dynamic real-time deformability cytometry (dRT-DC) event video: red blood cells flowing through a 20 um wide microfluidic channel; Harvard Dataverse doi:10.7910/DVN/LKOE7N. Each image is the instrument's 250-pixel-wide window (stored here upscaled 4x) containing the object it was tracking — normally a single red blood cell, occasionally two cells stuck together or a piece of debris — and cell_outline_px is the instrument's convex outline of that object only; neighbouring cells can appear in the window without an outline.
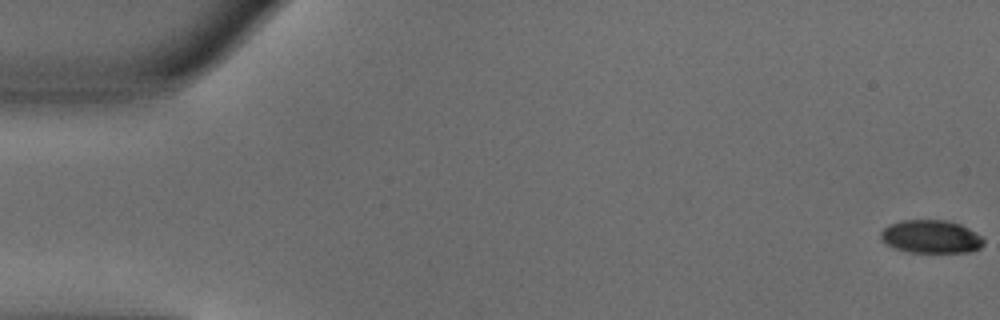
{"species": "common noctule bat (a hibernating species)", "species_latin": "Nyctalus noctula", "temperature_condition": "warm", "stored_images_in_passage": 51, "camera_frame_rate_fps": 3000, "um_per_image_px": 0.085, "animal": {"sex": "male", "body_mass_g": 18.8}, "frame": {"image": 1, "passage_image": 1, "time_ms": 0.0, "image_size_px": [1000, 320], "cell_outline_px": [[984, 244], [980, 248], [968, 252], [908, 252], [896, 248], [880, 240], [880, 232], [888, 224], [904, 220], [948, 220], [960, 224], [968, 228], [980, 236], [984, 240]], "centroid_in_image_um": [79.12, 20.11], "position_along_channel_um": 5.9, "area_um2": 19.83}}
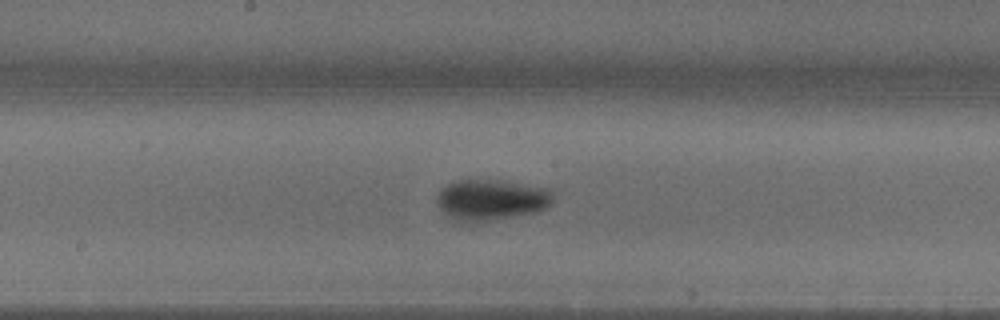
{"frame": {"image": 2, "passage_image": 27, "time_ms": 8.667, "image_size_px": [1000, 320], "cell_outline_px": [[552, 204], [548, 208], [536, 212], [468, 224], [444, 212], [440, 208], [436, 200], [436, 196], [440, 188], [456, 180], [504, 180], [552, 188]], "centroid_in_image_um": [41.8, 16.96], "position_along_channel_um": 206.4, "area_um2": 27.98}}
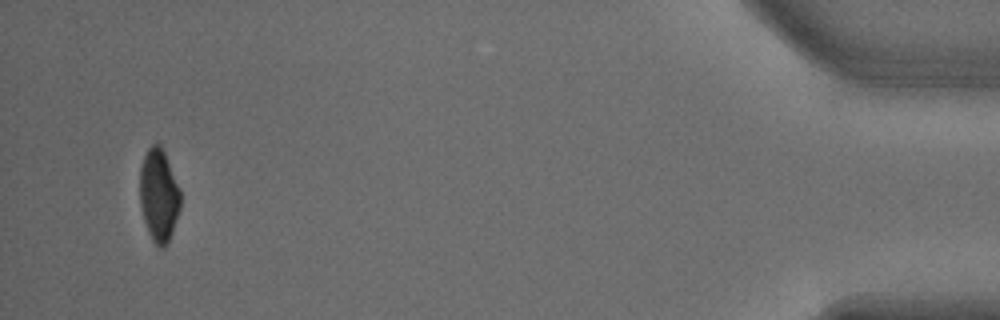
{"frame": {"image": 3, "passage_image": 49, "time_ms": 16.0, "image_size_px": [1000, 320], "cell_outline_px": [[180, 208], [172, 232], [164, 248], [160, 248], [152, 240], [148, 232], [144, 220], [140, 204], [140, 168], [144, 156], [148, 148], [152, 144], [160, 144], [164, 152], [180, 188]], "centroid_in_image_um": [13.49, 16.59], "position_along_channel_um": 421.7, "area_um2": 21.79}, "authors_computed_cell_mechanics": {"area_um2": 24.0448, "velocity_mm_per_s": 4.0118, "shape_relaxation_time_tau1_ms": 3.5666, "shape_relaxation_time_tau2_ms": null, "deformation_change_tau1": 0.1669, "deformation_change_tau2": null}}